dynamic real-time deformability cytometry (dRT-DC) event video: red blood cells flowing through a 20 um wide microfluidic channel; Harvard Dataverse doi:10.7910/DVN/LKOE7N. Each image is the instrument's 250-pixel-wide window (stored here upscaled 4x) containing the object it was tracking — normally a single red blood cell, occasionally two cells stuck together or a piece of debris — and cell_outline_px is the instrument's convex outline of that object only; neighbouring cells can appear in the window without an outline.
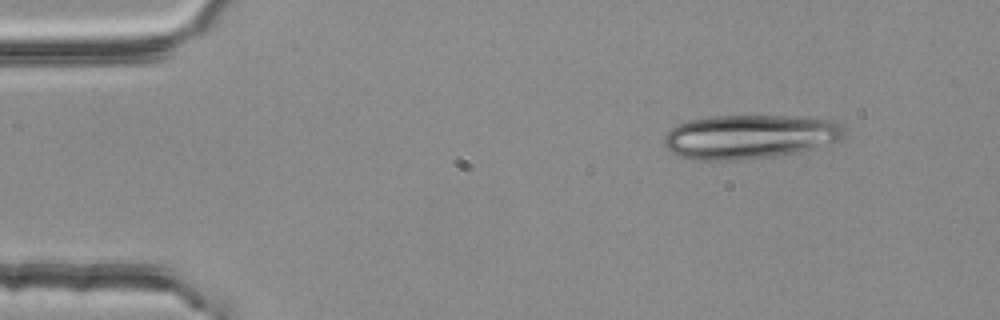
{"species": "common noctule bat (a hibernating species)", "species_latin": "Nyctalus noctula", "temperature_condition": "room temperature", "stored_images_in_passage": 4, "camera_frame_rate_fps": 3000, "um_per_image_px": 0.085, "animal": {"sex": "female", "body_mass_g": 25.1}, "frame": {"image": 1, "passage_image": 1, "time_ms": 0.0, "image_size_px": [1000, 320], "cell_outline_px": [[848, 132], [840, 140], [800, 152], [776, 156], [740, 160], [696, 160], [680, 156], [672, 152], [664, 144], [664, 136], [672, 128], [688, 120], [708, 116], [808, 116], [832, 120], [840, 124]], "centroid_in_image_um": [63.77, 11.61], "position_along_channel_um": 21.2, "area_um2": 46.7}}